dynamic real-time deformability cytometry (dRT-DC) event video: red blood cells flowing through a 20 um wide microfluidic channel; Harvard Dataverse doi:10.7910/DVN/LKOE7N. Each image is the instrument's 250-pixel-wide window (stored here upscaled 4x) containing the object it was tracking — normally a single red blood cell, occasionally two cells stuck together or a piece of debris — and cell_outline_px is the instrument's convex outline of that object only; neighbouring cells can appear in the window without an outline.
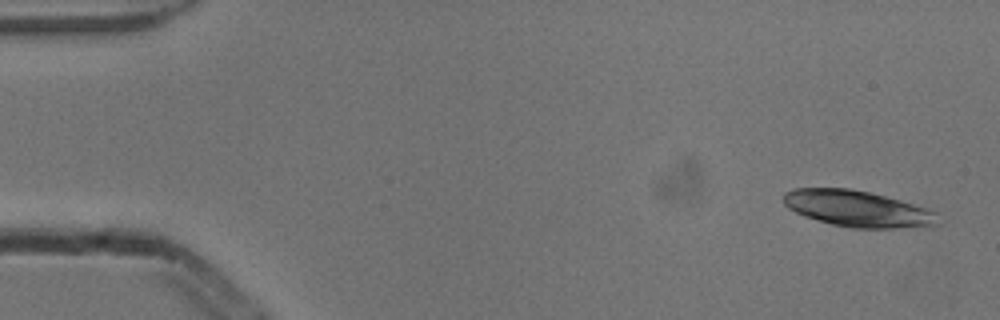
{"species": "common noctule bat (a hibernating species)", "species_latin": "Nyctalus noctula", "temperature_condition": "cold", "stored_images_in_passage": 6, "camera_frame_rate_fps": 3000, "um_per_image_px": 0.085, "animal": {"sex": "male", "body_mass_g": 13.3}, "frame": {"image": 1, "passage_image": 1, "time_ms": 0.0, "image_size_px": [1000, 320], "cell_outline_px": [[944, 224], [936, 228], [852, 228], [832, 224], [804, 216], [788, 208], [784, 204], [784, 192], [792, 188], [848, 188], [868, 192], [900, 200], [936, 212]], "centroid_in_image_um": [72.99, 17.77], "position_along_channel_um": 12.0, "area_um2": 33.06}}
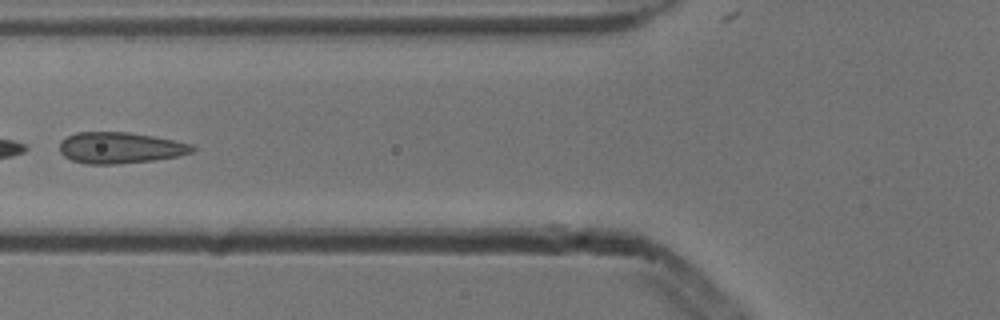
{"frame": {"image": 2, "passage_image": 6, "time_ms": 1.667, "image_size_px": [1000, 320], "cell_outline_px": [[196, 148], [192, 152], [180, 156], [152, 160], [116, 164], [84, 164], [72, 160], [64, 156], [60, 152], [60, 140], [76, 132], [128, 132], [152, 136], [192, 144]], "centroid_in_image_um": [10.19, 12.56], "position_along_channel_um": 115.6, "area_um2": 24.1}}